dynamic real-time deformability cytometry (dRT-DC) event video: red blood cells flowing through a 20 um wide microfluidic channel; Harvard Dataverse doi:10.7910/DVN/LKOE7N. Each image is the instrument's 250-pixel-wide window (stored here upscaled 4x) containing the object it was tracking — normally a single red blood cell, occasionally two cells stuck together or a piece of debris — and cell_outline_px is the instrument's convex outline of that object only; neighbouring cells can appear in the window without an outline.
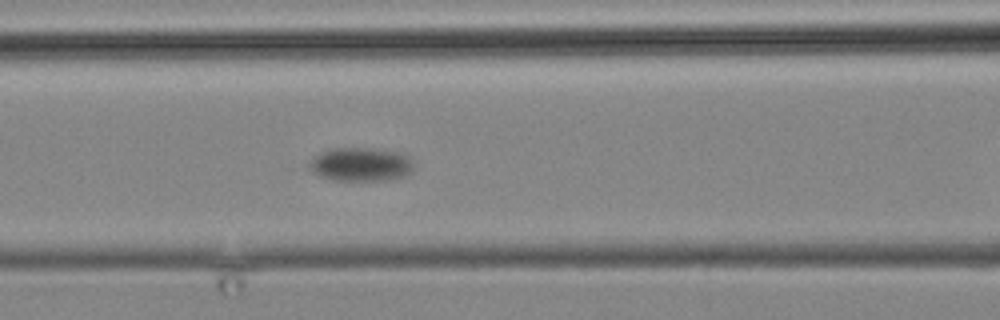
{"species": "common noctule bat (a hibernating species)", "species_latin": "Nyctalus noctula", "temperature_condition": "cold", "stored_images_in_passage": 10, "camera_frame_rate_fps": 3000, "um_per_image_px": 0.085, "animal": {"sex": "male", "body_mass_g": 19.2, "forearm_length_mm": 51.8}, "frame": {"image": 1, "passage_image": 6, "time_ms": 8.333, "image_size_px": [1000, 320], "cell_outline_px": [[412, 168], [404, 176], [384, 180], [332, 180], [320, 176], [312, 172], [308, 168], [308, 164], [320, 152], [332, 148], [376, 148], [404, 152], [412, 160]], "centroid_in_image_um": [30.66, 13.95], "position_along_channel_um": 135.9, "area_um2": 20.58}}
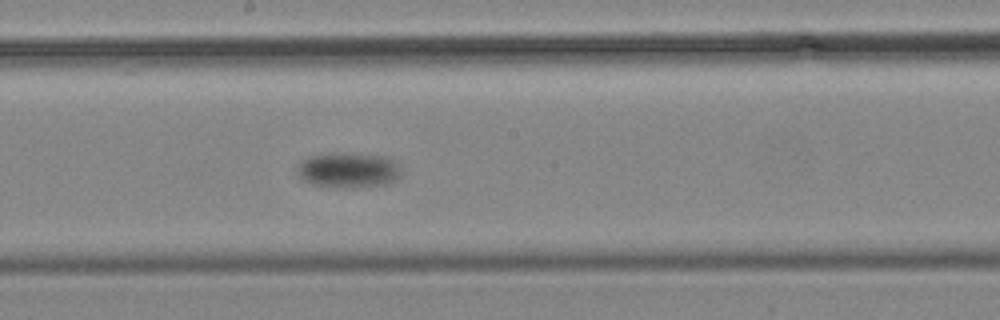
{"frame": {"image": 2, "passage_image": 9, "time_ms": 11.667, "image_size_px": [1000, 320], "cell_outline_px": [[400, 176], [388, 184], [344, 188], [312, 184], [304, 180], [296, 172], [296, 164], [300, 160], [308, 156], [328, 152], [352, 152], [384, 156], [392, 160], [400, 168]], "centroid_in_image_um": [29.54, 14.43], "position_along_channel_um": 218.7, "area_um2": 21.79}}